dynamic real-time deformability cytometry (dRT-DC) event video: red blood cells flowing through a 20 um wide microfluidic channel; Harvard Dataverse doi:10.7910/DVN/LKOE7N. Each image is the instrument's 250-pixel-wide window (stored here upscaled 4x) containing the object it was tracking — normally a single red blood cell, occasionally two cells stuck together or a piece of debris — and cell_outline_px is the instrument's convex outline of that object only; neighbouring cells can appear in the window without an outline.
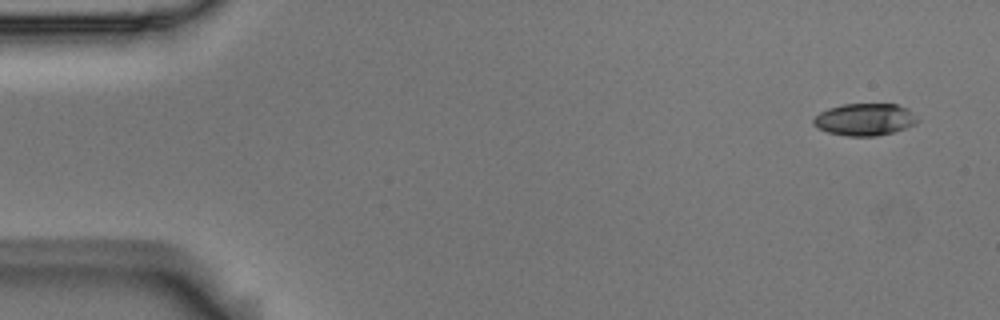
{"species": "Egyptian fruit bat (a non-hibernating species)", "species_latin": "Rousettus aegyptiacus", "temperature_condition": "room temperature", "stored_images_in_passage": 8, "camera_frame_rate_fps": 3000, "um_per_image_px": 0.085, "animal": {"sex": "male"}, "frame": {"image": 1, "passage_image": 1, "time_ms": 0.0, "image_size_px": [1000, 320], "cell_outline_px": [[920, 120], [916, 124], [892, 132], [876, 136], [848, 136], [828, 132], [816, 128], [812, 124], [812, 120], [820, 112], [828, 108], [844, 104], [896, 104], [908, 108]], "centroid_in_image_um": [73.5, 10.15], "position_along_channel_um": 11.5, "area_um2": 19.54}}
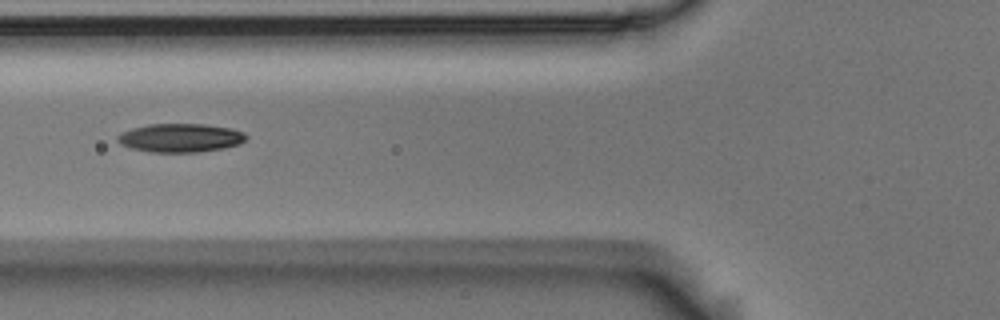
{"frame": {"image": 2, "passage_image": 6, "time_ms": 1.667, "image_size_px": [1000, 320], "cell_outline_px": [[248, 136], [240, 144], [224, 148], [200, 152], [148, 152], [132, 148], [120, 144], [116, 140], [116, 136], [120, 132], [132, 128], [148, 124], [204, 124], [232, 128], [244, 132]], "centroid_in_image_um": [15.32, 11.71], "position_along_channel_um": 110.5, "area_um2": 21.68}}
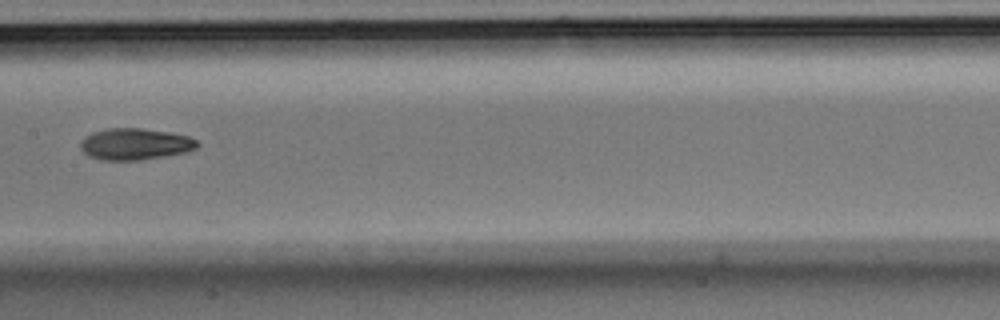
{"frame": {"image": 3, "passage_image": 8, "time_ms": 2.333, "image_size_px": [1000, 320], "cell_outline_px": [[200, 144], [196, 148], [184, 152], [164, 156], [140, 160], [100, 160], [88, 156], [80, 148], [80, 144], [84, 136], [92, 132], [108, 128], [140, 128], [168, 132], [188, 136], [196, 140]], "centroid_in_image_um": [11.44, 12.24], "position_along_channel_um": 196.0, "area_um2": 21.44}}